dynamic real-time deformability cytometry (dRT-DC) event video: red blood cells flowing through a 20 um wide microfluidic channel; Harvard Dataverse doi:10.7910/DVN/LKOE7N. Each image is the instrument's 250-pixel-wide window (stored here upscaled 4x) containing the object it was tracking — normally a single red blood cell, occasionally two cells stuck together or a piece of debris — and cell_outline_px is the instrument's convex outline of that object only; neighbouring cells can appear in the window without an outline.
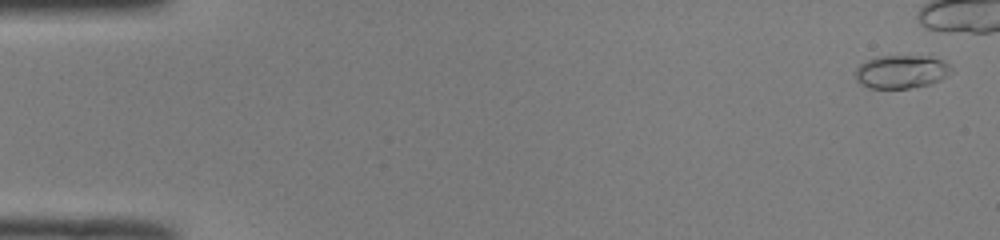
{"species": "common noctule bat (a hibernating species)", "species_latin": "Nyctalus noctula", "temperature_condition": "room temperature", "stored_images_in_passage": 7, "camera_frame_rate_fps": 3000, "um_per_image_px": 0.085, "animal": {"sex": "male", "body_mass_g": 19.0, "forearm_length_mm": 50.8}, "frame": {"image": 1, "passage_image": 2, "time_ms": 0.333, "image_size_px": [1000, 240], "cell_outline_px": [[952, 72], [940, 80], [928, 84], [908, 88], [868, 88], [860, 84], [856, 80], [856, 68], [864, 60], [876, 56], [928, 56], [940, 60], [948, 64], [952, 68]], "centroid_in_image_um": [76.57, 6.09], "position_along_channel_um": 8.4, "area_um2": 18.61}}